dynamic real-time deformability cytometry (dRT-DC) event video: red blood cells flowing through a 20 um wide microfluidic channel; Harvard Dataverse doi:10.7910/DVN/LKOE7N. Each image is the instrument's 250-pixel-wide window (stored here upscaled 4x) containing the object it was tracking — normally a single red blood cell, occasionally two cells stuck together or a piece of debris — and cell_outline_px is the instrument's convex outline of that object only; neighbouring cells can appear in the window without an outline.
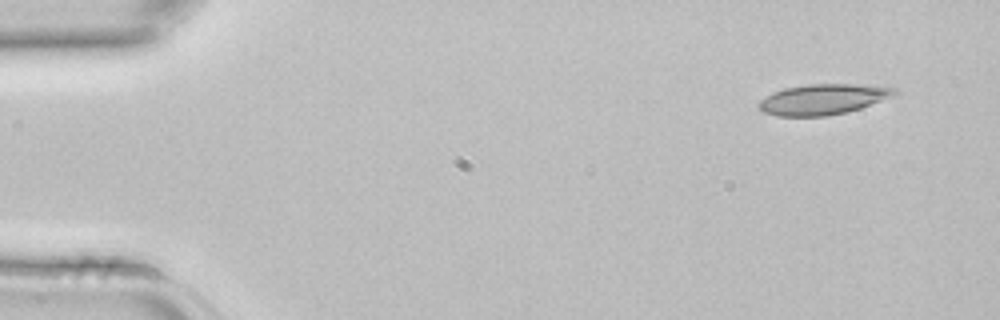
{"species": "common noctule bat (a hibernating species)", "species_latin": "Nyctalus noctula", "temperature_condition": "room temperature", "stored_images_in_passage": 4, "camera_frame_rate_fps": 3000, "um_per_image_px": 0.085, "animal": {"sex": "female", "body_mass_g": 22.7, "forearm_length_mm": 54.2}, "frame": {"image": 1, "passage_image": 1, "time_ms": 0.0, "image_size_px": [1000, 320], "cell_outline_px": [[900, 92], [860, 108], [844, 112], [824, 116], [776, 116], [764, 112], [756, 108], [756, 104], [760, 100], [772, 92], [784, 88], [808, 84], [856, 84], [896, 88]], "centroid_in_image_um": [69.87, 8.44], "position_along_channel_um": 15.1, "area_um2": 23.99}}
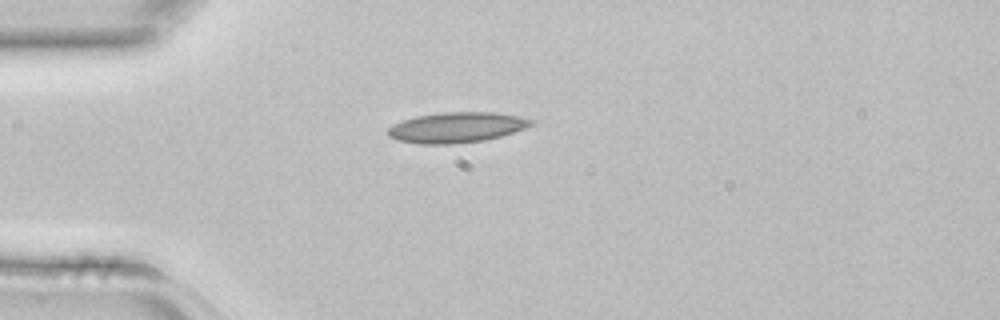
{"frame": {"image": 2, "passage_image": 3, "time_ms": 0.667, "image_size_px": [1000, 320], "cell_outline_px": [[536, 120], [532, 124], [524, 128], [500, 136], [484, 140], [452, 144], [420, 144], [396, 140], [388, 136], [388, 128], [392, 124], [416, 116], [444, 112], [492, 112], [516, 116]], "centroid_in_image_um": [38.77, 10.83], "position_along_channel_um": 46.2, "area_um2": 25.2}}